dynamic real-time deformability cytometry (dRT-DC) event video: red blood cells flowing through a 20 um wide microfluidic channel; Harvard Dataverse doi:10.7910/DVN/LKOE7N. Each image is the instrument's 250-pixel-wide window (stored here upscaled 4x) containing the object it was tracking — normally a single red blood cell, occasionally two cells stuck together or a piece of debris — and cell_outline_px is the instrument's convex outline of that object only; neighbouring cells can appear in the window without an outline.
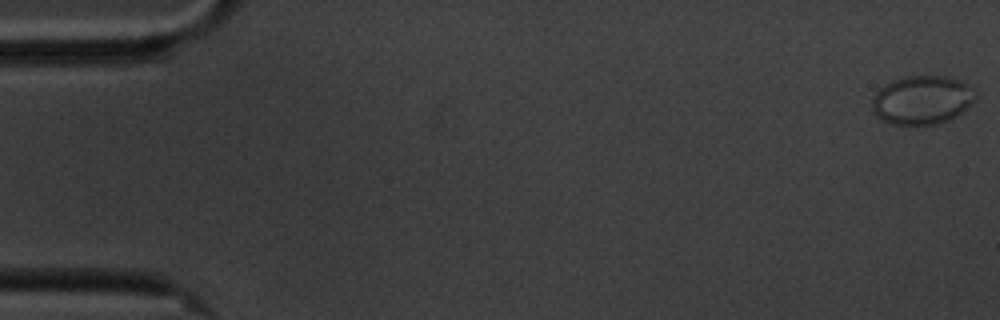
{"species": "common noctule bat (a hibernating species)", "species_latin": "Nyctalus noctula", "temperature_condition": "cold", "stored_images_in_passage": 59, "camera_frame_rate_fps": 3000, "um_per_image_px": 0.085, "animal": {"sex": "male", "body_mass_g": 20.1, "forearm_length_mm": 53.5}, "frame": {"image": 1, "passage_image": 1, "time_ms": 0.0, "image_size_px": [1000, 320], "cell_outline_px": [[976, 100], [956, 116], [948, 120], [936, 124], [892, 124], [876, 116], [872, 108], [872, 100], [876, 92], [884, 84], [892, 80], [904, 76], [944, 76], [960, 80], [972, 88], [976, 92]], "centroid_in_image_um": [78.37, 8.48], "position_along_channel_um": 6.6, "area_um2": 29.3}}
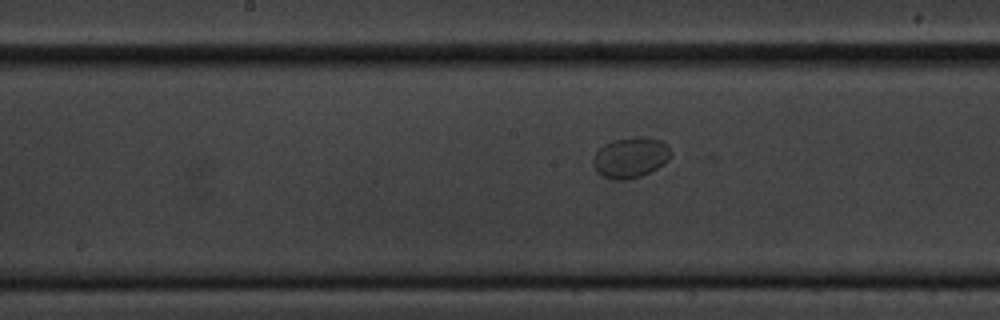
{"frame": {"image": 2, "passage_image": 30, "time_ms": 9.667, "image_size_px": [1000, 320], "cell_outline_px": [[672, 156], [664, 164], [640, 176], [624, 180], [612, 180], [596, 172], [592, 164], [592, 156], [604, 144], [612, 140], [632, 136], [640, 136], [660, 140], [668, 144], [672, 152]], "centroid_in_image_um": [53.58, 13.37], "position_along_channel_um": 194.6, "area_um2": 18.67}}
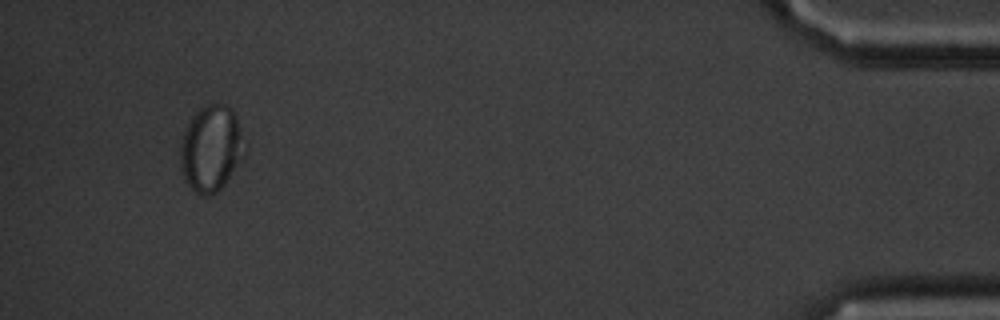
{"frame": {"image": 3, "passage_image": 56, "time_ms": 18.333, "image_size_px": [1000, 320], "cell_outline_px": [[248, 152], [224, 184], [216, 192], [208, 196], [204, 196], [196, 192], [184, 180], [180, 160], [180, 148], [184, 132], [192, 116], [204, 104], [224, 104], [232, 108], [236, 116], [248, 148]], "centroid_in_image_um": [17.99, 12.6], "position_along_channel_um": 417.2, "area_um2": 32.54}}